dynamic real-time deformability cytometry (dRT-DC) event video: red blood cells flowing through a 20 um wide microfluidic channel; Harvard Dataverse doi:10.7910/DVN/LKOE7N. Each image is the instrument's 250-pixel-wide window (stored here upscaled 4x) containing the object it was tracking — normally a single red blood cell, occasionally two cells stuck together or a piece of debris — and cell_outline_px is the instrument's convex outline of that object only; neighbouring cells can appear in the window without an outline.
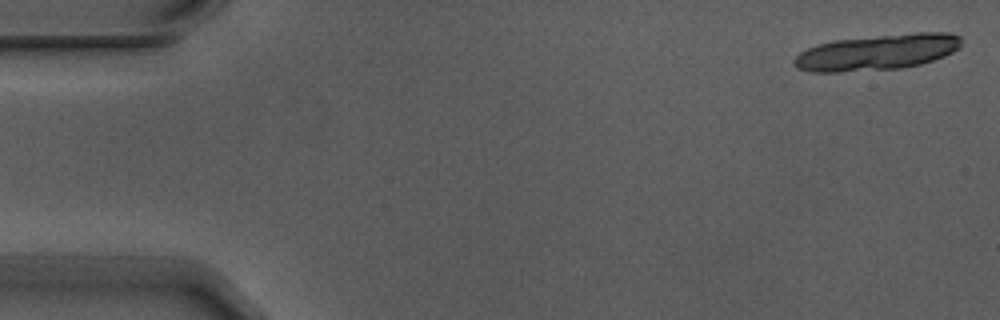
{"species": "Egyptian fruit bat (a non-hibernating species)", "species_latin": "Rousettus aegyptiacus", "temperature_condition": "warm", "stored_images_in_passage": 6, "camera_frame_rate_fps": 3000, "um_per_image_px": 0.085, "animal": {"sex": "male"}, "frame": {"image": 1, "passage_image": 1, "time_ms": 0.0, "image_size_px": [1000, 320], "cell_outline_px": [[960, 48], [944, 56], [920, 64], [904, 68], [840, 72], [808, 72], [796, 68], [792, 64], [792, 60], [800, 52], [816, 44], [832, 40], [916, 32], [948, 32], [960, 36]], "centroid_in_image_um": [74.52, 4.44], "position_along_channel_um": 10.5, "area_um2": 35.2}}